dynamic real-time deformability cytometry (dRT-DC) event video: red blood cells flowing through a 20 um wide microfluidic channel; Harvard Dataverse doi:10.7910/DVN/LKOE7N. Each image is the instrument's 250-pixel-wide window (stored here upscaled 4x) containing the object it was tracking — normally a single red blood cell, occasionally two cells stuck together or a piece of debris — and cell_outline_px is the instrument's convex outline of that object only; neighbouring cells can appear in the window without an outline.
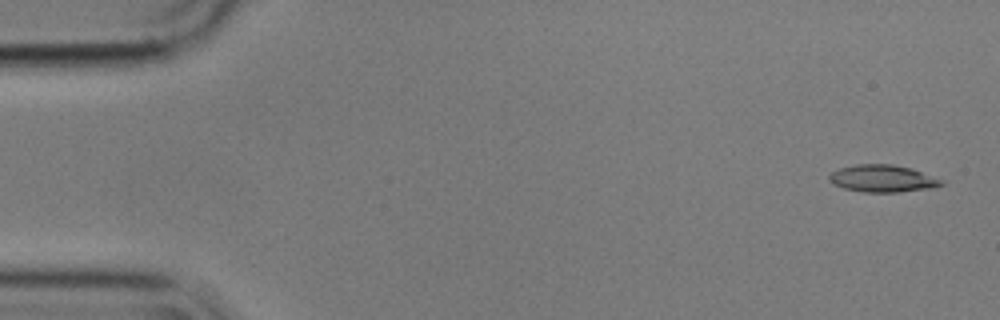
{"species": "common noctule bat (a hibernating species)", "species_latin": "Nyctalus noctula", "temperature_condition": "cold", "stored_images_in_passage": 56, "camera_frame_rate_fps": 3000, "um_per_image_px": 0.085, "animal": {"sex": "male", "body_mass_g": 17.9}, "frame": {"image": 1, "passage_image": 2, "time_ms": 0.333, "image_size_px": [1000, 320], "cell_outline_px": [[944, 184], [936, 188], [900, 192], [864, 192], [844, 188], [832, 184], [828, 180], [828, 176], [832, 172], [840, 168], [856, 164], [892, 164], [912, 168], [944, 180]], "centroid_in_image_um": [75.06, 15.18], "position_along_channel_um": 9.9, "area_um2": 18.03}}
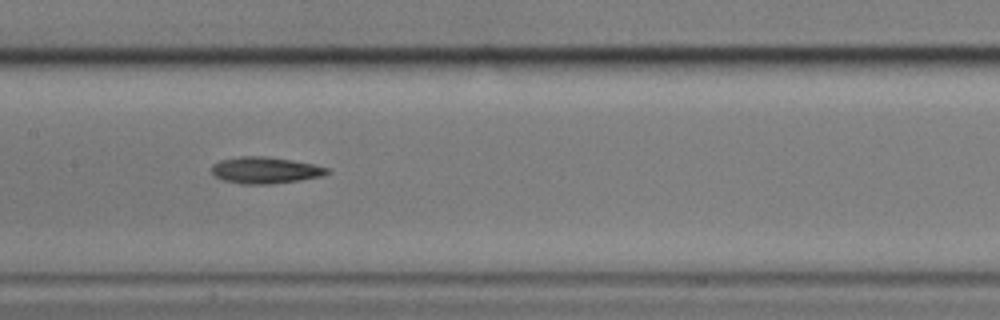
{"frame": {"image": 2, "passage_image": 27, "time_ms": 8.667, "image_size_px": [1000, 320], "cell_outline_px": [[332, 172], [324, 176], [300, 180], [272, 184], [244, 184], [224, 180], [216, 176], [212, 172], [212, 164], [220, 160], [240, 156], [268, 156], [316, 164], [328, 168]], "centroid_in_image_um": [22.6, 14.46], "position_along_channel_um": 184.8, "area_um2": 18.03}}
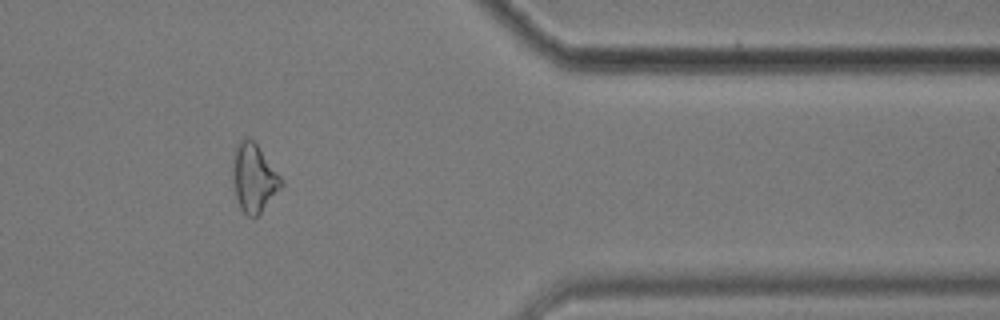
{"frame": {"image": 3, "passage_image": 46, "time_ms": 15.0, "image_size_px": [1000, 320], "cell_outline_px": [[284, 184], [260, 212], [256, 216], [248, 216], [240, 208], [236, 196], [232, 180], [232, 160], [236, 144], [244, 136], [248, 136], [256, 144], [284, 180]], "centroid_in_image_um": [21.55, 15.08], "position_along_channel_um": 389.8, "area_um2": 19.25}, "authors_computed_cell_mechanics": {"area_um2": 17.9469, "velocity_mm_per_s": 3.5651, "shape_relaxation_time_tau1_ms": 10.8755, "shape_relaxation_time_tau2_ms": 9.3681, "deformation_change_tau1": 0.2145, "deformation_change_tau2": 0.2149}}